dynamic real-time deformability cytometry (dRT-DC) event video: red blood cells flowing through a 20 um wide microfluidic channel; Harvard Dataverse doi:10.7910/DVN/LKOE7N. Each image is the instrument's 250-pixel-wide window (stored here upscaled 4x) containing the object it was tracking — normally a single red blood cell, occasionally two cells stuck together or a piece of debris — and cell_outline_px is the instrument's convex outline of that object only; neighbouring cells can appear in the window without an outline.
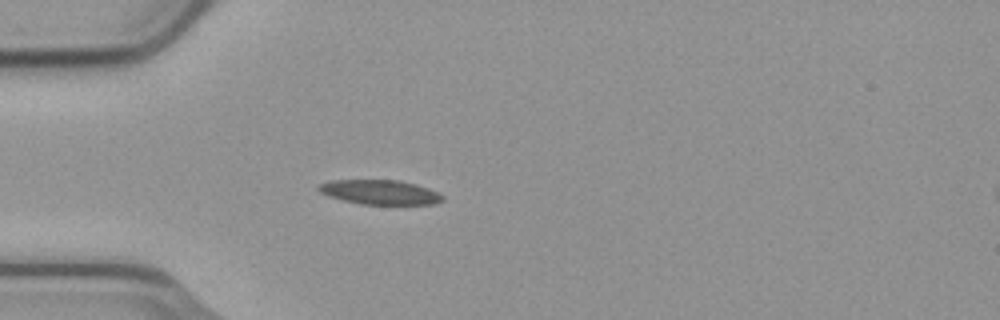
{"species": "common noctule bat (a hibernating species)", "species_latin": "Nyctalus noctula", "temperature_condition": "cold", "stored_images_in_passage": 18, "camera_frame_rate_fps": 3000, "um_per_image_px": 0.085, "animal": {"sex": "male", "body_mass_g": 23.1, "forearm_length_mm": 52.7}, "frame": {"image": 1, "passage_image": 16, "time_ms": 5.0, "image_size_px": [1000, 320], "cell_outline_px": [[444, 200], [432, 204], [360, 204], [328, 196], [320, 192], [316, 188], [320, 184], [332, 180], [400, 180], [416, 184], [428, 188], [444, 196]], "centroid_in_image_um": [32.29, 16.33], "position_along_channel_um": 52.7, "area_um2": 17.63}}